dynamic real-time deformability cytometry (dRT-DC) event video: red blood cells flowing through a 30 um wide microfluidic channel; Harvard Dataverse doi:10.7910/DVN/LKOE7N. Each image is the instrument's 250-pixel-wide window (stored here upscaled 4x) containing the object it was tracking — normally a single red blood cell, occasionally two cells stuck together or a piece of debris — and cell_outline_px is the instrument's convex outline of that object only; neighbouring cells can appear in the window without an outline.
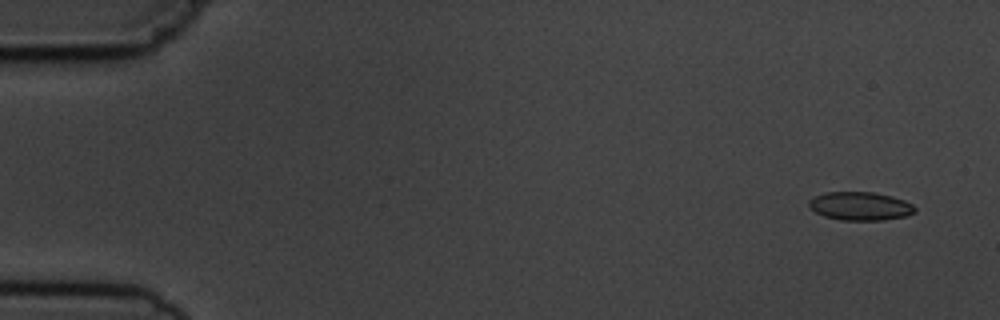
{"species": "common noctule bat (a hibernating species)", "species_latin": "Nyctalus noctula", "temperature_condition": "cold", "stored_images_in_passage": 8, "camera_frame_rate_fps": 3000, "um_per_image_px": 0.085, "animal": {"sex": "male", "body_mass_g": 19.5, "forearm_length_mm": 54.6}, "frame": {"image": 1, "passage_image": 1, "time_ms": 0.0, "image_size_px": [1000, 320], "cell_outline_px": [[916, 212], [908, 216], [884, 220], [840, 220], [824, 216], [816, 212], [808, 204], [808, 200], [824, 192], [872, 192], [892, 196], [904, 200], [912, 204], [916, 208]], "centroid_in_image_um": [73.15, 17.52], "position_along_channel_um": 11.8, "area_um2": 17.63}}
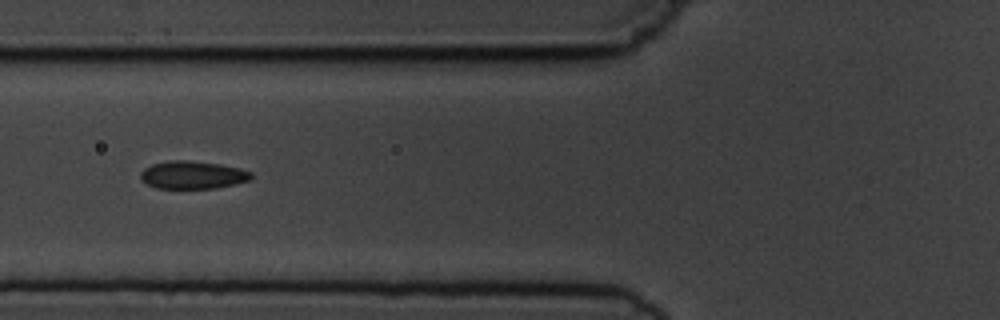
{"frame": {"image": 2, "passage_image": 6, "time_ms": 6.0, "image_size_px": [1000, 320], "cell_outline_px": [[252, 180], [216, 188], [156, 188], [148, 184], [140, 176], [140, 172], [144, 168], [152, 164], [172, 160], [188, 160], [220, 164], [240, 168], [252, 172]], "centroid_in_image_um": [16.41, 14.86], "position_along_channel_um": 109.4, "area_um2": 17.92}}
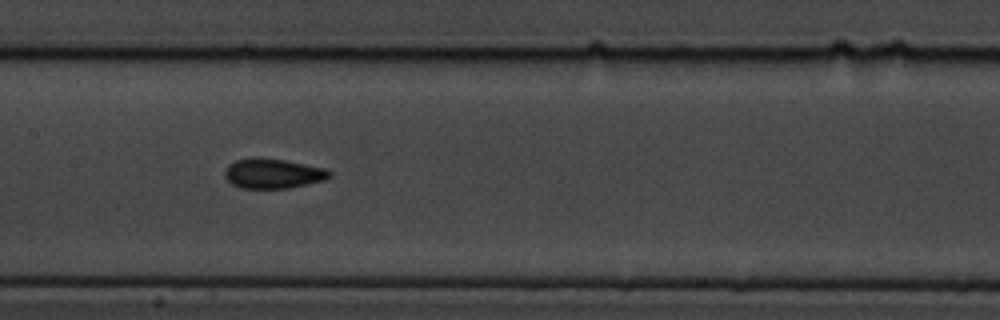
{"frame": {"image": 3, "passage_image": 8, "time_ms": 8.0, "image_size_px": [1000, 320], "cell_outline_px": [[332, 176], [324, 180], [308, 184], [288, 188], [240, 188], [232, 184], [224, 176], [224, 172], [228, 164], [236, 160], [256, 156], [284, 160], [324, 168], [332, 172]], "centroid_in_image_um": [23.18, 14.74], "position_along_channel_um": 184.2, "area_um2": 18.32}}